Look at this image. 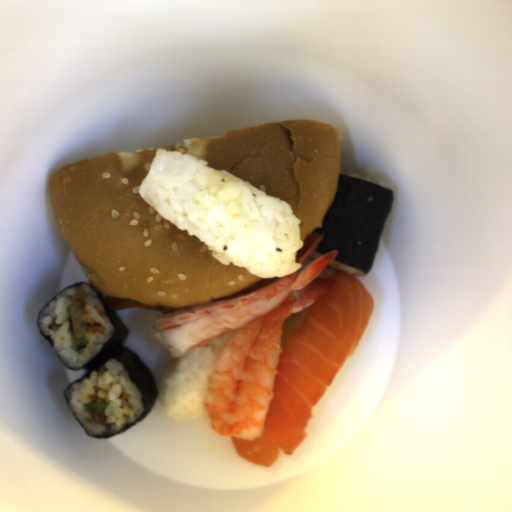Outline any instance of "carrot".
Returning <instances> with one entry per match:
<instances>
[{"mask_svg": "<svg viewBox=\"0 0 512 512\" xmlns=\"http://www.w3.org/2000/svg\"><path fill=\"white\" fill-rule=\"evenodd\" d=\"M84 323V327H85V330H86V333H100L103 335L104 333V328L102 325H99V324H90V323Z\"/></svg>", "mask_w": 512, "mask_h": 512, "instance_id": "carrot-1", "label": "carrot"}, {"mask_svg": "<svg viewBox=\"0 0 512 512\" xmlns=\"http://www.w3.org/2000/svg\"><path fill=\"white\" fill-rule=\"evenodd\" d=\"M85 294H86V292L84 290L81 291L80 294H79V301L78 302L80 304L82 315L88 312L87 309H86V305H87L88 301H87V299L85 297Z\"/></svg>", "mask_w": 512, "mask_h": 512, "instance_id": "carrot-2", "label": "carrot"}, {"mask_svg": "<svg viewBox=\"0 0 512 512\" xmlns=\"http://www.w3.org/2000/svg\"><path fill=\"white\" fill-rule=\"evenodd\" d=\"M127 398H128V397H127V395H126V394H122V395L120 396V399H121V400H123V401H124V400H127Z\"/></svg>", "mask_w": 512, "mask_h": 512, "instance_id": "carrot-3", "label": "carrot"}, {"mask_svg": "<svg viewBox=\"0 0 512 512\" xmlns=\"http://www.w3.org/2000/svg\"><path fill=\"white\" fill-rule=\"evenodd\" d=\"M96 312H103V308H100V307H96Z\"/></svg>", "mask_w": 512, "mask_h": 512, "instance_id": "carrot-4", "label": "carrot"}, {"mask_svg": "<svg viewBox=\"0 0 512 512\" xmlns=\"http://www.w3.org/2000/svg\"><path fill=\"white\" fill-rule=\"evenodd\" d=\"M90 399H92V400L94 401V400L96 399V396H95V395H93V396H91V398H90Z\"/></svg>", "mask_w": 512, "mask_h": 512, "instance_id": "carrot-5", "label": "carrot"}]
</instances>
